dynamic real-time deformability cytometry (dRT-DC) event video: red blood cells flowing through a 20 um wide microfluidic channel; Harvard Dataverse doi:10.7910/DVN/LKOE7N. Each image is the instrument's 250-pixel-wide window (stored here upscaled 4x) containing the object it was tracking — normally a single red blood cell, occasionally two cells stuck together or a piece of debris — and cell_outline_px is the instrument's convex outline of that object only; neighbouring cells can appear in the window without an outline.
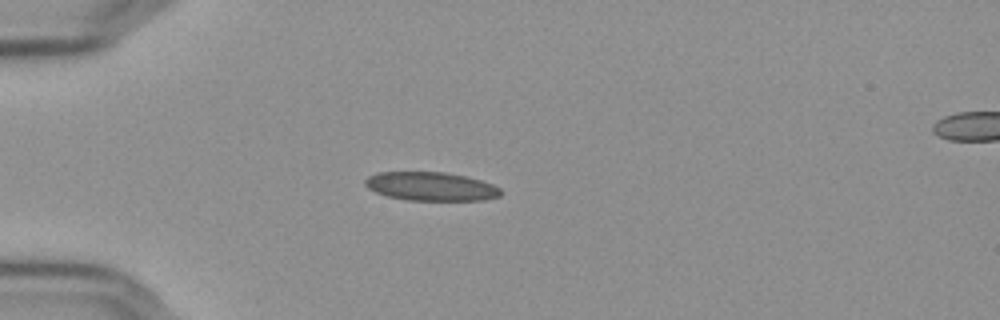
{"species": "Egyptian fruit bat (a non-hibernating species)", "species_latin": "Rousettus aegyptiacus", "temperature_condition": "cold", "stored_images_in_passage": 41, "camera_frame_rate_fps": 3000, "um_per_image_px": 0.085, "frame": {"image": 1, "passage_image": 1, "time_ms": 0.0, "image_size_px": [1000, 320], "cell_outline_px": [[500, 196], [484, 200], [408, 200], [388, 196], [376, 192], [368, 188], [364, 184], [364, 180], [368, 176], [380, 172], [444, 172], [464, 176], [480, 180], [492, 184], [500, 188]], "centroid_in_image_um": [36.61, 15.84], "position_along_channel_um": 48.4, "area_um2": 22.48}}
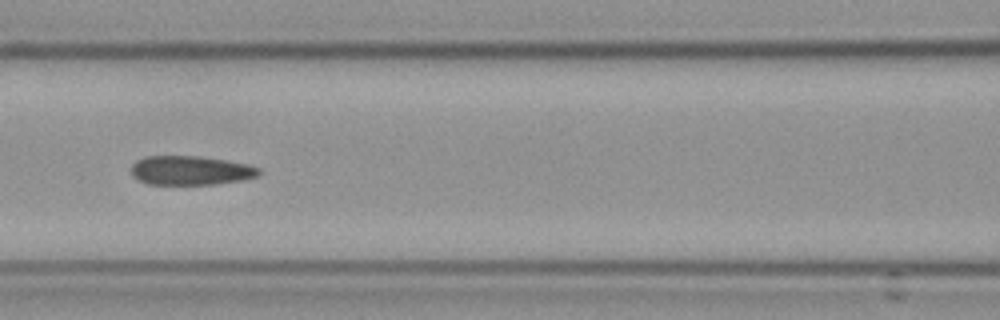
{"frame": {"image": 2, "passage_image": 11, "time_ms": 3.333, "image_size_px": [1000, 320], "cell_outline_px": [[260, 172], [256, 176], [240, 180], [216, 184], [148, 184], [132, 176], [132, 164], [136, 160], [144, 156], [200, 156], [248, 164], [260, 168]], "centroid_in_image_um": [16.17, 14.48], "position_along_channel_um": 150.4, "area_um2": 21.56}}
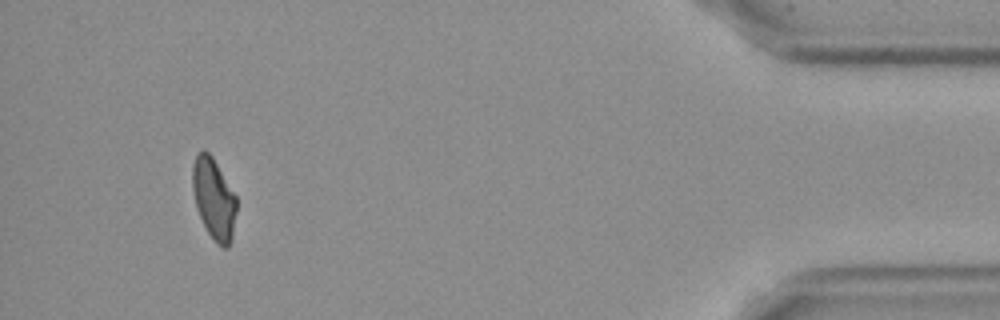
{"frame": {"image": 3, "passage_image": 38, "time_ms": 12.333, "image_size_px": [1000, 320], "cell_outline_px": [[236, 212], [232, 240], [228, 248], [224, 248], [216, 244], [208, 232], [196, 208], [192, 188], [192, 168], [196, 156], [204, 148], [212, 156], [236, 196]], "centroid_in_image_um": [18.18, 16.92], "position_along_channel_um": 417.0, "area_um2": 20.75}, "authors_computed_cell_mechanics": {"area_um2": 22.3108, "velocity_mm_per_s": 3.6484, "shape_relaxation_time_tau1_ms": null, "shape_relaxation_time_tau2_ms": 2.7372, "deformation_change_tau1": null, "deformation_change_tau2": 0.0889}}